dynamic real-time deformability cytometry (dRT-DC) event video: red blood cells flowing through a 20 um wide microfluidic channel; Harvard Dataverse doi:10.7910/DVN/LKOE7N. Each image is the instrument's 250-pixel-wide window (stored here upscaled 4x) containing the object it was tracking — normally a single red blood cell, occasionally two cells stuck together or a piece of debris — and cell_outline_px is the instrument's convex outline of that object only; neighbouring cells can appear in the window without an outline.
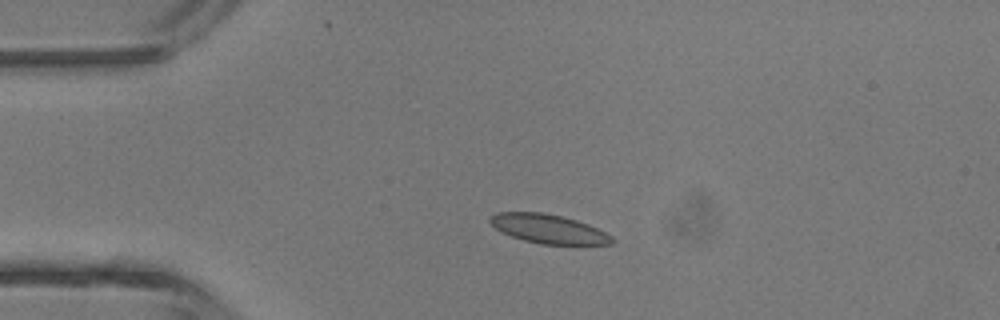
{"species": "common noctule bat (a hibernating species)", "species_latin": "Nyctalus noctula", "temperature_condition": "room temperature", "stored_images_in_passage": 4, "camera_frame_rate_fps": 3000, "um_per_image_px": 0.085, "animal": {"sex": "male", "body_mass_g": 13.3}, "frame": {"image": 1, "passage_image": 3, "time_ms": 2.333, "image_size_px": [1000, 320], "cell_outline_px": [[616, 240], [612, 244], [540, 244], [524, 240], [512, 236], [496, 228], [488, 220], [496, 212], [544, 212], [576, 220], [588, 224], [612, 236]], "centroid_in_image_um": [46.64, 19.45], "position_along_channel_um": 38.4, "area_um2": 20.35}}